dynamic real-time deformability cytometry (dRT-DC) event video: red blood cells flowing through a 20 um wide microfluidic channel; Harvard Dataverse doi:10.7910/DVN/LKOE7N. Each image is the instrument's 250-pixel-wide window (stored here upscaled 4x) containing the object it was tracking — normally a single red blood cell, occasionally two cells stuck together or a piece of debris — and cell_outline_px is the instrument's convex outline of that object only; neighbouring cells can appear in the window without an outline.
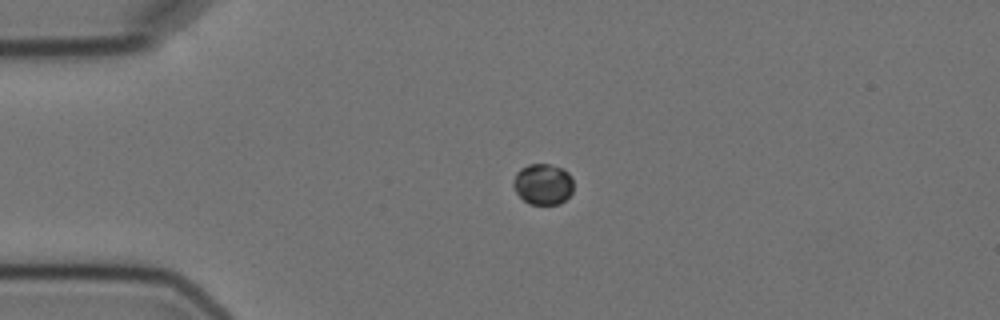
{"species": "Egyptian fruit bat (a non-hibernating species)", "species_latin": "Rousettus aegyptiacus", "temperature_condition": "cold", "stored_images_in_passage": 3, "camera_frame_rate_fps": 3000, "um_per_image_px": 0.085, "animal": {"sex": "female"}, "frame": {"image": 1, "passage_image": 1, "time_ms": 0.0, "image_size_px": [1000, 320], "cell_outline_px": [[572, 192], [560, 204], [528, 204], [516, 192], [512, 184], [512, 180], [516, 172], [520, 168], [528, 164], [548, 164], [564, 168], [568, 172], [572, 180]], "centroid_in_image_um": [46.12, 15.64], "position_along_channel_um": 38.9, "area_um2": 14.45}}
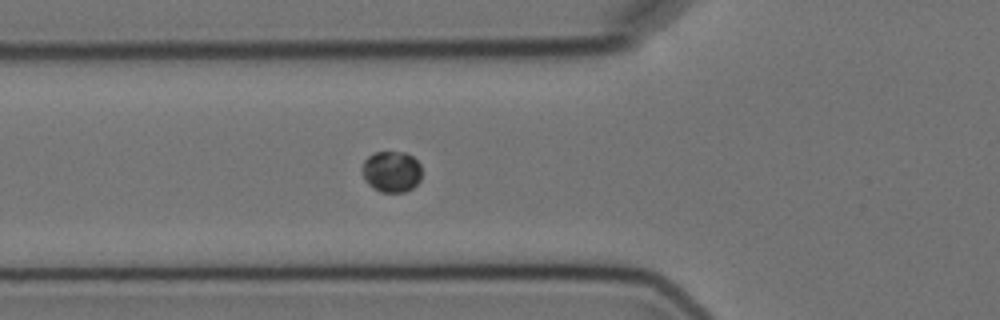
{"frame": {"image": 2, "passage_image": 3, "time_ms": 2.333, "image_size_px": [1000, 320], "cell_outline_px": [[420, 180], [412, 188], [404, 192], [380, 192], [372, 188], [364, 180], [364, 160], [368, 156], [376, 152], [404, 152], [412, 156], [420, 164]], "centroid_in_image_um": [33.28, 14.59], "position_along_channel_um": 92.5, "area_um2": 14.16}}